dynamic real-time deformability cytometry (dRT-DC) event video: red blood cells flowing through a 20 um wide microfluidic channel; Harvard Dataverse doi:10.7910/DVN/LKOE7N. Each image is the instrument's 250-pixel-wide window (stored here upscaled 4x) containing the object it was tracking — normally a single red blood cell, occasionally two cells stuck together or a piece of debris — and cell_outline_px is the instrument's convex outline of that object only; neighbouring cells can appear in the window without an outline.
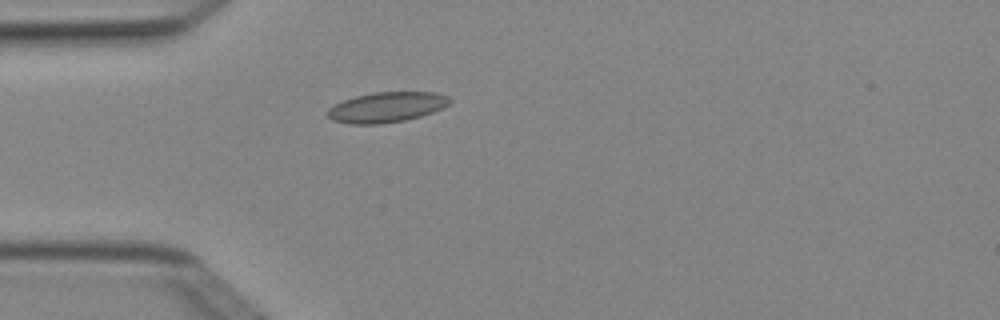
{"species": "Egyptian fruit bat (a non-hibernating species)", "species_latin": "Rousettus aegyptiacus", "temperature_condition": "cold", "stored_images_in_passage": 3, "camera_frame_rate_fps": 3000, "um_per_image_px": 0.085, "animal": {"sex": "female"}, "frame": {"image": 1, "passage_image": 3, "time_ms": 0.667, "image_size_px": [1000, 320], "cell_outline_px": [[452, 100], [448, 104], [432, 112], [420, 116], [404, 120], [380, 124], [348, 124], [332, 120], [328, 116], [328, 108], [344, 100], [356, 96], [372, 92], [436, 92], [448, 96]], "centroid_in_image_um": [32.85, 9.11], "position_along_channel_um": 52.1, "area_um2": 21.39}}